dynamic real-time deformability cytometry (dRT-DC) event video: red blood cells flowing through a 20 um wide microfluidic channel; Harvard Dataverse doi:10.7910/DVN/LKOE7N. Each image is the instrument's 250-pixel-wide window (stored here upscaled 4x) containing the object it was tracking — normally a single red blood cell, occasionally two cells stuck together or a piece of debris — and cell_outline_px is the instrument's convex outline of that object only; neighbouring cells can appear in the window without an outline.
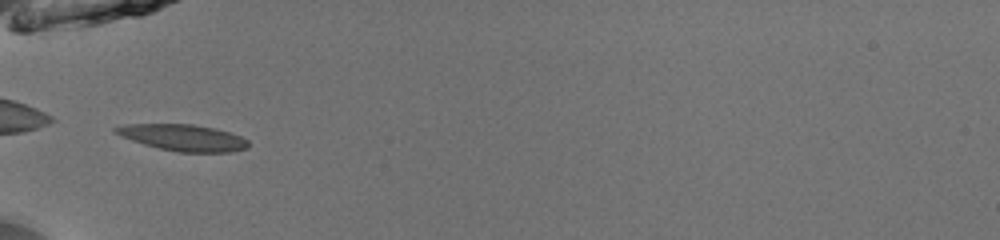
{"species": "common noctule bat (a hibernating species)", "species_latin": "Nyctalus noctula", "temperature_condition": "room temperature", "stored_images_in_passage": 32, "camera_frame_rate_fps": 3000, "um_per_image_px": 0.085, "animal": {"sex": "male", "body_mass_g": 13.0, "forearm_length_mm": 53.1}, "frame": {"image": 1, "passage_image": 1, "time_ms": 0.0, "image_size_px": [1000, 240], "cell_outline_px": [[248, 148], [232, 152], [180, 152], [160, 148], [144, 144], [120, 136], [112, 128], [124, 124], [192, 124], [212, 128], [228, 132], [240, 136], [248, 140]], "centroid_in_image_um": [15.56, 11.7], "position_along_channel_um": 69.4, "area_um2": 20.23}}
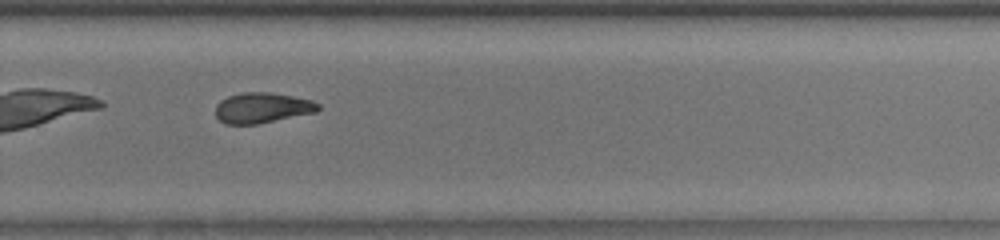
{"frame": {"image": 2, "passage_image": 19, "time_ms": 6.0, "image_size_px": [1000, 240], "cell_outline_px": [[320, 108], [316, 112], [260, 124], [224, 124], [216, 116], [216, 104], [220, 100], [228, 96], [244, 92], [268, 92], [292, 96], [312, 100], [320, 104]], "centroid_in_image_um": [22.29, 9.17], "position_along_channel_um": 307.5, "area_um2": 18.32}, "authors_computed_cell_mechanics": {"area_um2": 18.9006, "velocity_mm_per_s": 3.9985, "shape_relaxation_time_tau1_ms": 4.9596, "shape_relaxation_time_tau2_ms": 2.0132, "deformation_change_tau1": 0.1694, "deformation_change_tau2": 0.0885}}